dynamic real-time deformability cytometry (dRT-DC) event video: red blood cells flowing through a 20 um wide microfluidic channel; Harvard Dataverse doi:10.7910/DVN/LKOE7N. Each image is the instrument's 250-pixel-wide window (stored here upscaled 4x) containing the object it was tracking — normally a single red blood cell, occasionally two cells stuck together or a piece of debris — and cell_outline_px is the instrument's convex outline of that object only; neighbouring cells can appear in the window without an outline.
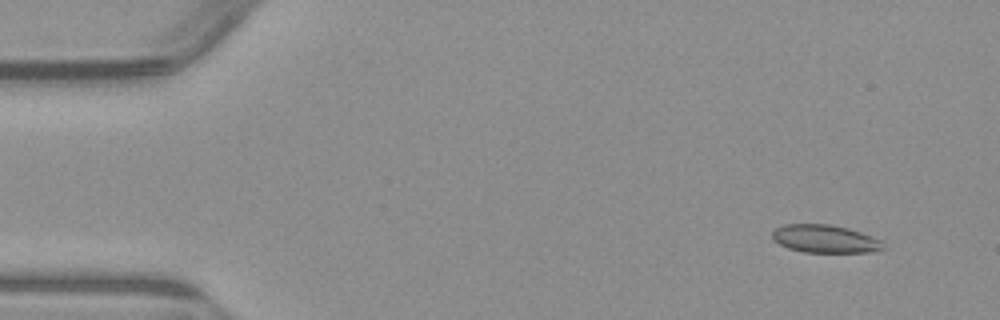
{"species": "common noctule bat (a hibernating species)", "species_latin": "Nyctalus noctula", "temperature_condition": "warm", "stored_images_in_passage": 5, "camera_frame_rate_fps": 3000, "um_per_image_px": 0.085, "animal": {"sex": "male", "body_mass_g": 23.1, "forearm_length_mm": 52.7}, "frame": {"image": 1, "passage_image": 2, "time_ms": 1.0, "image_size_px": [1000, 320], "cell_outline_px": [[884, 248], [868, 252], [804, 252], [788, 248], [772, 240], [772, 232], [776, 228], [784, 224], [828, 224], [848, 228], [860, 232], [880, 240]], "centroid_in_image_um": [70.06, 20.29], "position_along_channel_um": 14.9, "area_um2": 17.86}}
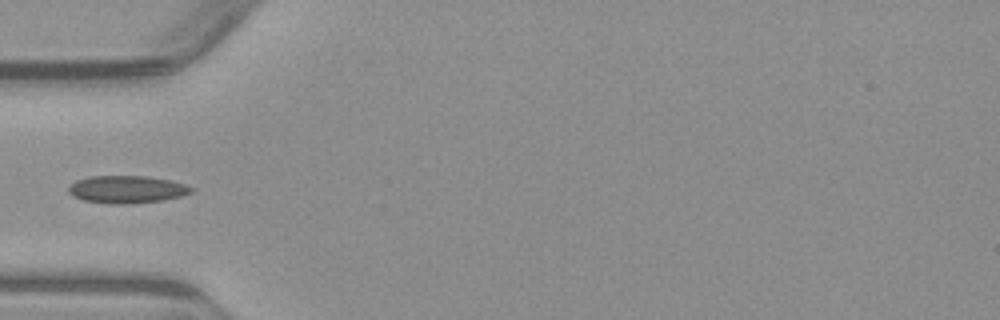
{"frame": {"image": 2, "passage_image": 5, "time_ms": 5.333, "image_size_px": [1000, 320], "cell_outline_px": [[196, 188], [192, 192], [180, 196], [164, 200], [132, 204], [112, 204], [84, 200], [72, 196], [68, 192], [68, 188], [76, 180], [88, 176], [144, 176], [168, 180], [184, 184]], "centroid_in_image_um": [10.78, 16.1], "position_along_channel_um": 74.2, "area_um2": 19.71}}